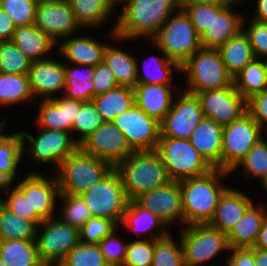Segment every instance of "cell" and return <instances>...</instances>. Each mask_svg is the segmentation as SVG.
Returning <instances> with one entry per match:
<instances>
[{
	"label": "cell",
	"mask_w": 267,
	"mask_h": 266,
	"mask_svg": "<svg viewBox=\"0 0 267 266\" xmlns=\"http://www.w3.org/2000/svg\"><path fill=\"white\" fill-rule=\"evenodd\" d=\"M34 102L28 75L0 73V108L23 103L33 106Z\"/></svg>",
	"instance_id": "37"
},
{
	"label": "cell",
	"mask_w": 267,
	"mask_h": 266,
	"mask_svg": "<svg viewBox=\"0 0 267 266\" xmlns=\"http://www.w3.org/2000/svg\"><path fill=\"white\" fill-rule=\"evenodd\" d=\"M34 26L56 44L82 30L85 32L76 21L68 0H39Z\"/></svg>",
	"instance_id": "14"
},
{
	"label": "cell",
	"mask_w": 267,
	"mask_h": 266,
	"mask_svg": "<svg viewBox=\"0 0 267 266\" xmlns=\"http://www.w3.org/2000/svg\"><path fill=\"white\" fill-rule=\"evenodd\" d=\"M80 196L93 217L113 220L118 226L121 224L129 199L120 173L115 167Z\"/></svg>",
	"instance_id": "9"
},
{
	"label": "cell",
	"mask_w": 267,
	"mask_h": 266,
	"mask_svg": "<svg viewBox=\"0 0 267 266\" xmlns=\"http://www.w3.org/2000/svg\"><path fill=\"white\" fill-rule=\"evenodd\" d=\"M39 256L46 266H58L80 243L79 229L64 223L58 216L43 220L36 231Z\"/></svg>",
	"instance_id": "11"
},
{
	"label": "cell",
	"mask_w": 267,
	"mask_h": 266,
	"mask_svg": "<svg viewBox=\"0 0 267 266\" xmlns=\"http://www.w3.org/2000/svg\"><path fill=\"white\" fill-rule=\"evenodd\" d=\"M79 147L116 167L133 152L124 133L112 121H105Z\"/></svg>",
	"instance_id": "18"
},
{
	"label": "cell",
	"mask_w": 267,
	"mask_h": 266,
	"mask_svg": "<svg viewBox=\"0 0 267 266\" xmlns=\"http://www.w3.org/2000/svg\"><path fill=\"white\" fill-rule=\"evenodd\" d=\"M177 87L178 85L137 84L133 89L135 104L161 122L172 107L175 92H179Z\"/></svg>",
	"instance_id": "27"
},
{
	"label": "cell",
	"mask_w": 267,
	"mask_h": 266,
	"mask_svg": "<svg viewBox=\"0 0 267 266\" xmlns=\"http://www.w3.org/2000/svg\"><path fill=\"white\" fill-rule=\"evenodd\" d=\"M94 66L65 63L63 96L70 100L90 102L95 97L92 76Z\"/></svg>",
	"instance_id": "34"
},
{
	"label": "cell",
	"mask_w": 267,
	"mask_h": 266,
	"mask_svg": "<svg viewBox=\"0 0 267 266\" xmlns=\"http://www.w3.org/2000/svg\"><path fill=\"white\" fill-rule=\"evenodd\" d=\"M253 248H261L267 250V218L262 225L256 244Z\"/></svg>",
	"instance_id": "60"
},
{
	"label": "cell",
	"mask_w": 267,
	"mask_h": 266,
	"mask_svg": "<svg viewBox=\"0 0 267 266\" xmlns=\"http://www.w3.org/2000/svg\"><path fill=\"white\" fill-rule=\"evenodd\" d=\"M224 259L225 266H256L255 248H231Z\"/></svg>",
	"instance_id": "56"
},
{
	"label": "cell",
	"mask_w": 267,
	"mask_h": 266,
	"mask_svg": "<svg viewBox=\"0 0 267 266\" xmlns=\"http://www.w3.org/2000/svg\"><path fill=\"white\" fill-rule=\"evenodd\" d=\"M180 71L186 78L182 90L195 95L233 84L218 49L202 47L180 66Z\"/></svg>",
	"instance_id": "4"
},
{
	"label": "cell",
	"mask_w": 267,
	"mask_h": 266,
	"mask_svg": "<svg viewBox=\"0 0 267 266\" xmlns=\"http://www.w3.org/2000/svg\"><path fill=\"white\" fill-rule=\"evenodd\" d=\"M117 230L119 229H116L111 235L106 236L98 243L109 266H122L126 256V248L129 241H125L123 237H120V233Z\"/></svg>",
	"instance_id": "52"
},
{
	"label": "cell",
	"mask_w": 267,
	"mask_h": 266,
	"mask_svg": "<svg viewBox=\"0 0 267 266\" xmlns=\"http://www.w3.org/2000/svg\"><path fill=\"white\" fill-rule=\"evenodd\" d=\"M112 122L121 130L133 151H153L160 138V122L136 104L119 114Z\"/></svg>",
	"instance_id": "15"
},
{
	"label": "cell",
	"mask_w": 267,
	"mask_h": 266,
	"mask_svg": "<svg viewBox=\"0 0 267 266\" xmlns=\"http://www.w3.org/2000/svg\"><path fill=\"white\" fill-rule=\"evenodd\" d=\"M242 1L245 2L244 0H234L230 4H213V22L201 36L203 48L218 49L243 30L245 13L236 12L233 8L239 4L240 7L242 4L245 5Z\"/></svg>",
	"instance_id": "20"
},
{
	"label": "cell",
	"mask_w": 267,
	"mask_h": 266,
	"mask_svg": "<svg viewBox=\"0 0 267 266\" xmlns=\"http://www.w3.org/2000/svg\"><path fill=\"white\" fill-rule=\"evenodd\" d=\"M8 133H5L4 129L0 132V144L9 136Z\"/></svg>",
	"instance_id": "63"
},
{
	"label": "cell",
	"mask_w": 267,
	"mask_h": 266,
	"mask_svg": "<svg viewBox=\"0 0 267 266\" xmlns=\"http://www.w3.org/2000/svg\"><path fill=\"white\" fill-rule=\"evenodd\" d=\"M114 167L78 147L55 172L60 193L81 195L96 185Z\"/></svg>",
	"instance_id": "5"
},
{
	"label": "cell",
	"mask_w": 267,
	"mask_h": 266,
	"mask_svg": "<svg viewBox=\"0 0 267 266\" xmlns=\"http://www.w3.org/2000/svg\"><path fill=\"white\" fill-rule=\"evenodd\" d=\"M223 127L204 117L189 137L190 143L212 168L221 169Z\"/></svg>",
	"instance_id": "29"
},
{
	"label": "cell",
	"mask_w": 267,
	"mask_h": 266,
	"mask_svg": "<svg viewBox=\"0 0 267 266\" xmlns=\"http://www.w3.org/2000/svg\"><path fill=\"white\" fill-rule=\"evenodd\" d=\"M127 244L126 256L122 266H152L154 240L131 239Z\"/></svg>",
	"instance_id": "50"
},
{
	"label": "cell",
	"mask_w": 267,
	"mask_h": 266,
	"mask_svg": "<svg viewBox=\"0 0 267 266\" xmlns=\"http://www.w3.org/2000/svg\"><path fill=\"white\" fill-rule=\"evenodd\" d=\"M151 41L179 66L202 48L201 36L183 9H178Z\"/></svg>",
	"instance_id": "7"
},
{
	"label": "cell",
	"mask_w": 267,
	"mask_h": 266,
	"mask_svg": "<svg viewBox=\"0 0 267 266\" xmlns=\"http://www.w3.org/2000/svg\"><path fill=\"white\" fill-rule=\"evenodd\" d=\"M235 89L247 101L255 94L267 90L265 78V60L255 58L248 63L234 78Z\"/></svg>",
	"instance_id": "41"
},
{
	"label": "cell",
	"mask_w": 267,
	"mask_h": 266,
	"mask_svg": "<svg viewBox=\"0 0 267 266\" xmlns=\"http://www.w3.org/2000/svg\"><path fill=\"white\" fill-rule=\"evenodd\" d=\"M15 29L16 26L9 14L0 7V41L12 40Z\"/></svg>",
	"instance_id": "57"
},
{
	"label": "cell",
	"mask_w": 267,
	"mask_h": 266,
	"mask_svg": "<svg viewBox=\"0 0 267 266\" xmlns=\"http://www.w3.org/2000/svg\"><path fill=\"white\" fill-rule=\"evenodd\" d=\"M247 112L267 135V90L255 94L247 100Z\"/></svg>",
	"instance_id": "55"
},
{
	"label": "cell",
	"mask_w": 267,
	"mask_h": 266,
	"mask_svg": "<svg viewBox=\"0 0 267 266\" xmlns=\"http://www.w3.org/2000/svg\"><path fill=\"white\" fill-rule=\"evenodd\" d=\"M83 101L70 100L62 96L38 100L34 104L37 112L36 126L47 130L72 131L73 122Z\"/></svg>",
	"instance_id": "21"
},
{
	"label": "cell",
	"mask_w": 267,
	"mask_h": 266,
	"mask_svg": "<svg viewBox=\"0 0 267 266\" xmlns=\"http://www.w3.org/2000/svg\"><path fill=\"white\" fill-rule=\"evenodd\" d=\"M24 159L20 131L9 134L0 144V179L5 184H12L20 179L22 173L19 174V167Z\"/></svg>",
	"instance_id": "36"
},
{
	"label": "cell",
	"mask_w": 267,
	"mask_h": 266,
	"mask_svg": "<svg viewBox=\"0 0 267 266\" xmlns=\"http://www.w3.org/2000/svg\"><path fill=\"white\" fill-rule=\"evenodd\" d=\"M170 233L154 240V253L152 266H185L183 248Z\"/></svg>",
	"instance_id": "45"
},
{
	"label": "cell",
	"mask_w": 267,
	"mask_h": 266,
	"mask_svg": "<svg viewBox=\"0 0 267 266\" xmlns=\"http://www.w3.org/2000/svg\"><path fill=\"white\" fill-rule=\"evenodd\" d=\"M8 119H4L0 122V132L3 130V129H6L5 126H7V121Z\"/></svg>",
	"instance_id": "64"
},
{
	"label": "cell",
	"mask_w": 267,
	"mask_h": 266,
	"mask_svg": "<svg viewBox=\"0 0 267 266\" xmlns=\"http://www.w3.org/2000/svg\"><path fill=\"white\" fill-rule=\"evenodd\" d=\"M118 227L113 220L92 216L79 229L80 242L98 244L106 236L111 235Z\"/></svg>",
	"instance_id": "48"
},
{
	"label": "cell",
	"mask_w": 267,
	"mask_h": 266,
	"mask_svg": "<svg viewBox=\"0 0 267 266\" xmlns=\"http://www.w3.org/2000/svg\"><path fill=\"white\" fill-rule=\"evenodd\" d=\"M91 101L105 121H112L135 104L134 90L125 86H117L110 91L96 95Z\"/></svg>",
	"instance_id": "39"
},
{
	"label": "cell",
	"mask_w": 267,
	"mask_h": 266,
	"mask_svg": "<svg viewBox=\"0 0 267 266\" xmlns=\"http://www.w3.org/2000/svg\"><path fill=\"white\" fill-rule=\"evenodd\" d=\"M218 50L228 73L233 78L256 58L248 36L243 30L220 46Z\"/></svg>",
	"instance_id": "35"
},
{
	"label": "cell",
	"mask_w": 267,
	"mask_h": 266,
	"mask_svg": "<svg viewBox=\"0 0 267 266\" xmlns=\"http://www.w3.org/2000/svg\"><path fill=\"white\" fill-rule=\"evenodd\" d=\"M234 0H178L179 9L194 4H230Z\"/></svg>",
	"instance_id": "59"
},
{
	"label": "cell",
	"mask_w": 267,
	"mask_h": 266,
	"mask_svg": "<svg viewBox=\"0 0 267 266\" xmlns=\"http://www.w3.org/2000/svg\"><path fill=\"white\" fill-rule=\"evenodd\" d=\"M267 135L260 138L246 154V156L238 163V165L230 172L231 176L237 172L239 168L240 174L244 178H254L260 181L263 187L267 182ZM242 170V171H241Z\"/></svg>",
	"instance_id": "40"
},
{
	"label": "cell",
	"mask_w": 267,
	"mask_h": 266,
	"mask_svg": "<svg viewBox=\"0 0 267 266\" xmlns=\"http://www.w3.org/2000/svg\"><path fill=\"white\" fill-rule=\"evenodd\" d=\"M121 227L127 229L128 234H134L136 239L156 240L171 233V228L159 216L143 209L134 200H129L119 225Z\"/></svg>",
	"instance_id": "24"
},
{
	"label": "cell",
	"mask_w": 267,
	"mask_h": 266,
	"mask_svg": "<svg viewBox=\"0 0 267 266\" xmlns=\"http://www.w3.org/2000/svg\"><path fill=\"white\" fill-rule=\"evenodd\" d=\"M121 6L115 34L138 42H149L179 9L178 0H126Z\"/></svg>",
	"instance_id": "1"
},
{
	"label": "cell",
	"mask_w": 267,
	"mask_h": 266,
	"mask_svg": "<svg viewBox=\"0 0 267 266\" xmlns=\"http://www.w3.org/2000/svg\"><path fill=\"white\" fill-rule=\"evenodd\" d=\"M115 168L120 173L129 200L171 181L156 150L133 151Z\"/></svg>",
	"instance_id": "3"
},
{
	"label": "cell",
	"mask_w": 267,
	"mask_h": 266,
	"mask_svg": "<svg viewBox=\"0 0 267 266\" xmlns=\"http://www.w3.org/2000/svg\"><path fill=\"white\" fill-rule=\"evenodd\" d=\"M243 31L248 36L255 57L263 60L267 59V23L254 20L250 16L248 18L245 15Z\"/></svg>",
	"instance_id": "51"
},
{
	"label": "cell",
	"mask_w": 267,
	"mask_h": 266,
	"mask_svg": "<svg viewBox=\"0 0 267 266\" xmlns=\"http://www.w3.org/2000/svg\"><path fill=\"white\" fill-rule=\"evenodd\" d=\"M57 216L64 223L80 229L92 213L80 195L60 193Z\"/></svg>",
	"instance_id": "43"
},
{
	"label": "cell",
	"mask_w": 267,
	"mask_h": 266,
	"mask_svg": "<svg viewBox=\"0 0 267 266\" xmlns=\"http://www.w3.org/2000/svg\"><path fill=\"white\" fill-rule=\"evenodd\" d=\"M255 264L256 266H267V250L255 248Z\"/></svg>",
	"instance_id": "61"
},
{
	"label": "cell",
	"mask_w": 267,
	"mask_h": 266,
	"mask_svg": "<svg viewBox=\"0 0 267 266\" xmlns=\"http://www.w3.org/2000/svg\"><path fill=\"white\" fill-rule=\"evenodd\" d=\"M108 1L118 11L119 6L122 5L126 0H108Z\"/></svg>",
	"instance_id": "62"
},
{
	"label": "cell",
	"mask_w": 267,
	"mask_h": 266,
	"mask_svg": "<svg viewBox=\"0 0 267 266\" xmlns=\"http://www.w3.org/2000/svg\"><path fill=\"white\" fill-rule=\"evenodd\" d=\"M179 89L170 111L160 122V137L189 139L204 118L198 97L182 90V86Z\"/></svg>",
	"instance_id": "13"
},
{
	"label": "cell",
	"mask_w": 267,
	"mask_h": 266,
	"mask_svg": "<svg viewBox=\"0 0 267 266\" xmlns=\"http://www.w3.org/2000/svg\"><path fill=\"white\" fill-rule=\"evenodd\" d=\"M104 122L105 120L97 111L92 101L83 102L73 122L71 135L80 145L84 139L92 134Z\"/></svg>",
	"instance_id": "44"
},
{
	"label": "cell",
	"mask_w": 267,
	"mask_h": 266,
	"mask_svg": "<svg viewBox=\"0 0 267 266\" xmlns=\"http://www.w3.org/2000/svg\"><path fill=\"white\" fill-rule=\"evenodd\" d=\"M22 175L23 176L20 178L21 180H17L15 183L6 184L4 186L1 190V194L3 197L5 195L6 198L0 196V203L12 213L32 221L38 226L43 220L37 213H31V203L29 200V172H25V176L24 174Z\"/></svg>",
	"instance_id": "33"
},
{
	"label": "cell",
	"mask_w": 267,
	"mask_h": 266,
	"mask_svg": "<svg viewBox=\"0 0 267 266\" xmlns=\"http://www.w3.org/2000/svg\"><path fill=\"white\" fill-rule=\"evenodd\" d=\"M233 187L229 185L223 192L214 216L208 223L225 234L230 232L247 209L255 202L254 199H251V196Z\"/></svg>",
	"instance_id": "26"
},
{
	"label": "cell",
	"mask_w": 267,
	"mask_h": 266,
	"mask_svg": "<svg viewBox=\"0 0 267 266\" xmlns=\"http://www.w3.org/2000/svg\"><path fill=\"white\" fill-rule=\"evenodd\" d=\"M52 56L31 63L28 72L31 92L37 101L62 96L65 89V63ZM61 93V94H60Z\"/></svg>",
	"instance_id": "19"
},
{
	"label": "cell",
	"mask_w": 267,
	"mask_h": 266,
	"mask_svg": "<svg viewBox=\"0 0 267 266\" xmlns=\"http://www.w3.org/2000/svg\"><path fill=\"white\" fill-rule=\"evenodd\" d=\"M6 184L0 179V192ZM1 195V194H0Z\"/></svg>",
	"instance_id": "66"
},
{
	"label": "cell",
	"mask_w": 267,
	"mask_h": 266,
	"mask_svg": "<svg viewBox=\"0 0 267 266\" xmlns=\"http://www.w3.org/2000/svg\"><path fill=\"white\" fill-rule=\"evenodd\" d=\"M197 33L202 36L213 22V4H194L183 8Z\"/></svg>",
	"instance_id": "53"
},
{
	"label": "cell",
	"mask_w": 267,
	"mask_h": 266,
	"mask_svg": "<svg viewBox=\"0 0 267 266\" xmlns=\"http://www.w3.org/2000/svg\"><path fill=\"white\" fill-rule=\"evenodd\" d=\"M134 201L143 209L159 216L169 228L176 223L180 224V229L184 227L179 181L171 180L159 188L143 192Z\"/></svg>",
	"instance_id": "17"
},
{
	"label": "cell",
	"mask_w": 267,
	"mask_h": 266,
	"mask_svg": "<svg viewBox=\"0 0 267 266\" xmlns=\"http://www.w3.org/2000/svg\"><path fill=\"white\" fill-rule=\"evenodd\" d=\"M229 175V171L213 168L204 175L179 181L184 226L212 220L221 195L229 187L224 184Z\"/></svg>",
	"instance_id": "2"
},
{
	"label": "cell",
	"mask_w": 267,
	"mask_h": 266,
	"mask_svg": "<svg viewBox=\"0 0 267 266\" xmlns=\"http://www.w3.org/2000/svg\"><path fill=\"white\" fill-rule=\"evenodd\" d=\"M58 266H109L98 244L79 243Z\"/></svg>",
	"instance_id": "47"
},
{
	"label": "cell",
	"mask_w": 267,
	"mask_h": 266,
	"mask_svg": "<svg viewBox=\"0 0 267 266\" xmlns=\"http://www.w3.org/2000/svg\"><path fill=\"white\" fill-rule=\"evenodd\" d=\"M156 151L173 181L198 177L213 169L189 139L160 137Z\"/></svg>",
	"instance_id": "10"
},
{
	"label": "cell",
	"mask_w": 267,
	"mask_h": 266,
	"mask_svg": "<svg viewBox=\"0 0 267 266\" xmlns=\"http://www.w3.org/2000/svg\"><path fill=\"white\" fill-rule=\"evenodd\" d=\"M32 61L10 41H0V73L28 75Z\"/></svg>",
	"instance_id": "46"
},
{
	"label": "cell",
	"mask_w": 267,
	"mask_h": 266,
	"mask_svg": "<svg viewBox=\"0 0 267 266\" xmlns=\"http://www.w3.org/2000/svg\"><path fill=\"white\" fill-rule=\"evenodd\" d=\"M258 202L259 199L247 209L243 217L227 234L230 249L255 246L259 232L267 218V204L263 201Z\"/></svg>",
	"instance_id": "28"
},
{
	"label": "cell",
	"mask_w": 267,
	"mask_h": 266,
	"mask_svg": "<svg viewBox=\"0 0 267 266\" xmlns=\"http://www.w3.org/2000/svg\"><path fill=\"white\" fill-rule=\"evenodd\" d=\"M112 25L113 26H111L112 28L110 27L111 30L108 31L109 34L107 35L110 37V41L112 39L113 43H107L103 62L113 71L119 86L134 89L137 85L136 56L123 48L117 47V44L135 40H127L117 36L115 34L116 21L115 24ZM115 41L116 44L114 45Z\"/></svg>",
	"instance_id": "25"
},
{
	"label": "cell",
	"mask_w": 267,
	"mask_h": 266,
	"mask_svg": "<svg viewBox=\"0 0 267 266\" xmlns=\"http://www.w3.org/2000/svg\"><path fill=\"white\" fill-rule=\"evenodd\" d=\"M81 33L61 40L56 48L58 56L63 58L61 60L65 59L64 63L88 66H96L102 63L107 46L106 43L108 42L101 41L91 35L88 36V34L84 36Z\"/></svg>",
	"instance_id": "23"
},
{
	"label": "cell",
	"mask_w": 267,
	"mask_h": 266,
	"mask_svg": "<svg viewBox=\"0 0 267 266\" xmlns=\"http://www.w3.org/2000/svg\"><path fill=\"white\" fill-rule=\"evenodd\" d=\"M39 0H0V7L6 11L16 27L34 24Z\"/></svg>",
	"instance_id": "49"
},
{
	"label": "cell",
	"mask_w": 267,
	"mask_h": 266,
	"mask_svg": "<svg viewBox=\"0 0 267 266\" xmlns=\"http://www.w3.org/2000/svg\"><path fill=\"white\" fill-rule=\"evenodd\" d=\"M179 230L185 266H220L211 261L230 250L227 234L208 223L187 225Z\"/></svg>",
	"instance_id": "8"
},
{
	"label": "cell",
	"mask_w": 267,
	"mask_h": 266,
	"mask_svg": "<svg viewBox=\"0 0 267 266\" xmlns=\"http://www.w3.org/2000/svg\"><path fill=\"white\" fill-rule=\"evenodd\" d=\"M0 266H6V264L2 261L1 258H0Z\"/></svg>",
	"instance_id": "67"
},
{
	"label": "cell",
	"mask_w": 267,
	"mask_h": 266,
	"mask_svg": "<svg viewBox=\"0 0 267 266\" xmlns=\"http://www.w3.org/2000/svg\"><path fill=\"white\" fill-rule=\"evenodd\" d=\"M205 118L212 119L223 126L239 119L247 112V101L230 86L197 93Z\"/></svg>",
	"instance_id": "16"
},
{
	"label": "cell",
	"mask_w": 267,
	"mask_h": 266,
	"mask_svg": "<svg viewBox=\"0 0 267 266\" xmlns=\"http://www.w3.org/2000/svg\"><path fill=\"white\" fill-rule=\"evenodd\" d=\"M264 136L259 124L246 112L239 119L223 127L221 169L231 172Z\"/></svg>",
	"instance_id": "12"
},
{
	"label": "cell",
	"mask_w": 267,
	"mask_h": 266,
	"mask_svg": "<svg viewBox=\"0 0 267 266\" xmlns=\"http://www.w3.org/2000/svg\"><path fill=\"white\" fill-rule=\"evenodd\" d=\"M0 258L6 266H46L36 240H0Z\"/></svg>",
	"instance_id": "38"
},
{
	"label": "cell",
	"mask_w": 267,
	"mask_h": 266,
	"mask_svg": "<svg viewBox=\"0 0 267 266\" xmlns=\"http://www.w3.org/2000/svg\"><path fill=\"white\" fill-rule=\"evenodd\" d=\"M68 2L76 21L89 32L102 29L106 23L109 25L108 20L117 17L115 16L117 10L108 0H68Z\"/></svg>",
	"instance_id": "32"
},
{
	"label": "cell",
	"mask_w": 267,
	"mask_h": 266,
	"mask_svg": "<svg viewBox=\"0 0 267 266\" xmlns=\"http://www.w3.org/2000/svg\"><path fill=\"white\" fill-rule=\"evenodd\" d=\"M256 5L252 10V14L249 15L254 20L267 23V0H256L254 2Z\"/></svg>",
	"instance_id": "58"
},
{
	"label": "cell",
	"mask_w": 267,
	"mask_h": 266,
	"mask_svg": "<svg viewBox=\"0 0 267 266\" xmlns=\"http://www.w3.org/2000/svg\"><path fill=\"white\" fill-rule=\"evenodd\" d=\"M150 43L155 50H159L158 54L161 53V56H155L154 53L142 59L143 62L136 58L137 84L174 85L176 80L173 75L181 73L180 66L170 60L151 40Z\"/></svg>",
	"instance_id": "30"
},
{
	"label": "cell",
	"mask_w": 267,
	"mask_h": 266,
	"mask_svg": "<svg viewBox=\"0 0 267 266\" xmlns=\"http://www.w3.org/2000/svg\"><path fill=\"white\" fill-rule=\"evenodd\" d=\"M92 81L95 96L119 86L115 74L104 62L94 66Z\"/></svg>",
	"instance_id": "54"
},
{
	"label": "cell",
	"mask_w": 267,
	"mask_h": 266,
	"mask_svg": "<svg viewBox=\"0 0 267 266\" xmlns=\"http://www.w3.org/2000/svg\"><path fill=\"white\" fill-rule=\"evenodd\" d=\"M265 78H266V84H267V59H265Z\"/></svg>",
	"instance_id": "65"
},
{
	"label": "cell",
	"mask_w": 267,
	"mask_h": 266,
	"mask_svg": "<svg viewBox=\"0 0 267 266\" xmlns=\"http://www.w3.org/2000/svg\"><path fill=\"white\" fill-rule=\"evenodd\" d=\"M37 170L29 172V200L31 213H37L42 219L57 216V202L60 196V188L55 173L41 174Z\"/></svg>",
	"instance_id": "22"
},
{
	"label": "cell",
	"mask_w": 267,
	"mask_h": 266,
	"mask_svg": "<svg viewBox=\"0 0 267 266\" xmlns=\"http://www.w3.org/2000/svg\"><path fill=\"white\" fill-rule=\"evenodd\" d=\"M262 188H263V190H267V182L265 183V185Z\"/></svg>",
	"instance_id": "68"
},
{
	"label": "cell",
	"mask_w": 267,
	"mask_h": 266,
	"mask_svg": "<svg viewBox=\"0 0 267 266\" xmlns=\"http://www.w3.org/2000/svg\"><path fill=\"white\" fill-rule=\"evenodd\" d=\"M36 128L38 131L35 136L30 131H20L23 138V157L27 156L35 165H51L50 173H55L79 144L70 132L47 130L38 126Z\"/></svg>",
	"instance_id": "6"
},
{
	"label": "cell",
	"mask_w": 267,
	"mask_h": 266,
	"mask_svg": "<svg viewBox=\"0 0 267 266\" xmlns=\"http://www.w3.org/2000/svg\"><path fill=\"white\" fill-rule=\"evenodd\" d=\"M37 226L0 203V240H35Z\"/></svg>",
	"instance_id": "42"
},
{
	"label": "cell",
	"mask_w": 267,
	"mask_h": 266,
	"mask_svg": "<svg viewBox=\"0 0 267 266\" xmlns=\"http://www.w3.org/2000/svg\"><path fill=\"white\" fill-rule=\"evenodd\" d=\"M12 41L32 62L52 57L57 44L34 24L16 27Z\"/></svg>",
	"instance_id": "31"
}]
</instances>
